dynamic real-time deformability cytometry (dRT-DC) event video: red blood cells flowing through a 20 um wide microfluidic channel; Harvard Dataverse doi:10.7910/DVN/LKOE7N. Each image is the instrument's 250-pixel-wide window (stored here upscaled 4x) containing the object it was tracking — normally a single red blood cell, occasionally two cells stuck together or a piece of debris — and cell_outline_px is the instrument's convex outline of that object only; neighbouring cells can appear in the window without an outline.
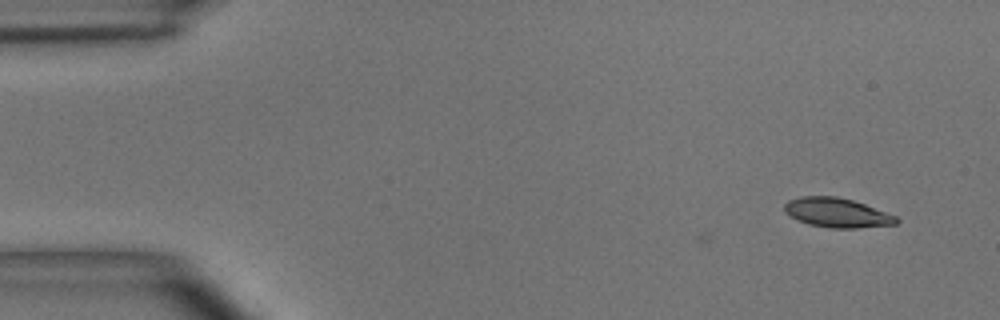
{"species": "common noctule bat (a hibernating species)", "species_latin": "Nyctalus noctula", "temperature_condition": "room temperature", "stored_images_in_passage": 4, "camera_frame_rate_fps": 3000, "um_per_image_px": 0.085, "animal": {"sex": "male", "body_mass_g": 15.6}, "frame": {"image": 1, "passage_image": 4, "time_ms": 1.0, "image_size_px": [1000, 320], "cell_outline_px": [[900, 220], [896, 224], [856, 228], [832, 228], [808, 224], [788, 216], [784, 212], [784, 204], [788, 200], [800, 196], [836, 196], [852, 200], [864, 204], [896, 216]], "centroid_in_image_um": [71.1, 18.08], "position_along_channel_um": 13.9, "area_um2": 19.19}}